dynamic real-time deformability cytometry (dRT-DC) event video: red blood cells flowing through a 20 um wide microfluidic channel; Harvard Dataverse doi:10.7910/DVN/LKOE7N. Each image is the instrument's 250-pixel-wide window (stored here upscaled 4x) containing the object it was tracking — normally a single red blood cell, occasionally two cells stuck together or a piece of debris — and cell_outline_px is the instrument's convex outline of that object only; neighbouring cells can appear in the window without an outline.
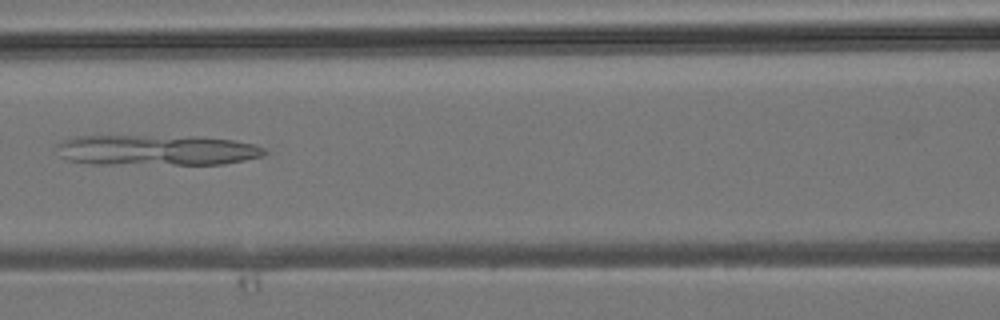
{"species": "common noctule bat (a hibernating species)", "species_latin": "Nyctalus noctula", "temperature_condition": "room temperature", "stored_images_in_passage": 30, "camera_frame_rate_fps": 3000, "um_per_image_px": 0.085, "animal": {"sex": "male", "body_mass_g": 19.2, "forearm_length_mm": 51.8}, "frame": {"image": 1, "passage_image": 7, "time_ms": 2.0, "image_size_px": [1000, 320], "cell_outline_px": [[268, 152], [264, 156], [224, 164], [92, 164], [68, 160], [60, 156], [56, 144], [64, 140], [76, 136], [196, 136], [232, 140], [256, 144], [264, 148]], "centroid_in_image_um": [13.34, 12.76], "position_along_channel_um": 153.3, "area_um2": 37.28}}
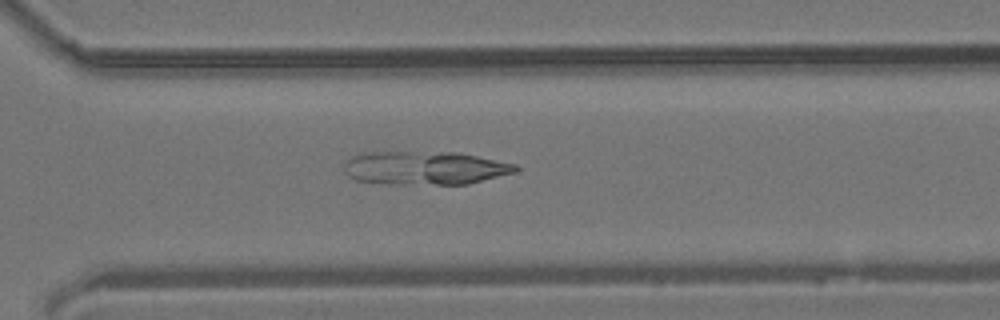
{"frame": {"image": 2, "passage_image": 18, "time_ms": 5.667, "image_size_px": [1000, 320], "cell_outline_px": [[520, 168], [516, 172], [468, 184], [400, 184], [356, 180], [348, 176], [344, 172], [344, 164], [352, 156], [364, 152], [456, 152], [516, 164]], "centroid_in_image_um": [36.12, 14.27], "position_along_channel_um": 334.5, "area_um2": 33.29}}
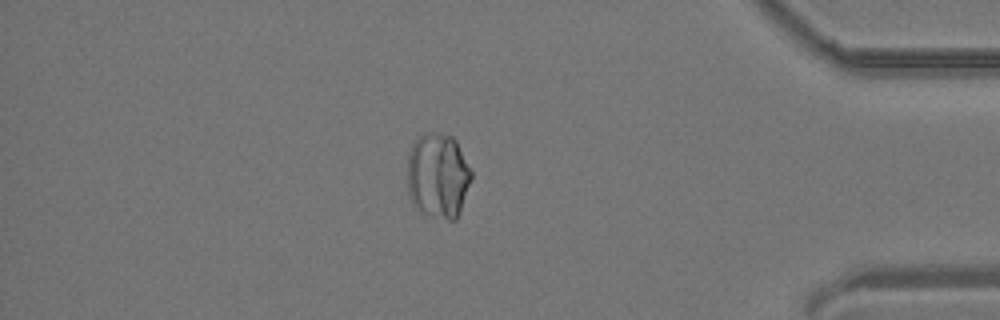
{"frame": {"image": 3, "passage_image": 24, "time_ms": 7.667, "image_size_px": [1000, 320], "cell_outline_px": [[472, 176], [460, 212], [456, 220], [448, 220], [424, 216], [416, 208], [408, 192], [408, 156], [412, 144], [420, 136], [428, 132], [432, 132], [452, 136], [456, 140], [472, 172]], "centroid_in_image_um": [37.23, 14.97], "position_along_channel_um": 398.0, "area_um2": 32.02}}